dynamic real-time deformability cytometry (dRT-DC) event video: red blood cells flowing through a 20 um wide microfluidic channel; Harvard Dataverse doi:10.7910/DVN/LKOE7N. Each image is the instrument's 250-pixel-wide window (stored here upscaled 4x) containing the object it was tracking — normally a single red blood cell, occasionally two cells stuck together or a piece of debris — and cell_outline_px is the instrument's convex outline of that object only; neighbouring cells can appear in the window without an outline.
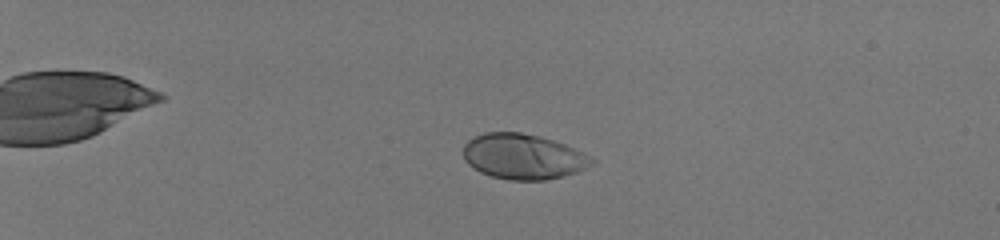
{"species": "human", "species_latin": "Homo sapiens", "temperature_condition": "room temperature", "stored_images_in_passage": 56, "camera_frame_rate_fps": 3000, "um_per_image_px": 0.085, "donor": {"sex": "male"}, "frame": {"image": 1, "passage_image": 17, "time_ms": 5.333, "image_size_px": [1000, 240], "cell_outline_px": [[596, 164], [588, 168], [564, 176], [544, 180], [508, 180], [492, 176], [480, 172], [472, 168], [464, 160], [464, 144], [472, 136], [484, 132], [520, 132], [540, 136], [564, 144], [596, 160]], "centroid_in_image_um": [44.45, 13.31], "position_along_channel_um": 40.6, "area_um2": 34.1}}
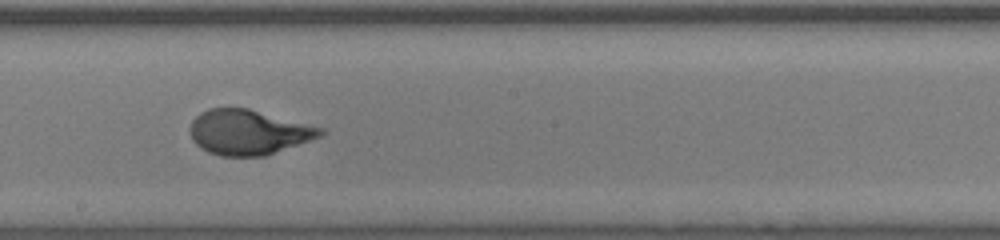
{"frame": {"image": 2, "passage_image": 38, "time_ms": 12.333, "image_size_px": [1000, 240], "cell_outline_px": [[324, 132], [320, 136], [264, 156], [220, 156], [208, 152], [200, 148], [192, 140], [192, 120], [200, 112], [208, 108], [248, 108], [324, 128]], "centroid_in_image_um": [21.09, 11.23], "position_along_channel_um": 227.1, "area_um2": 33.81}}
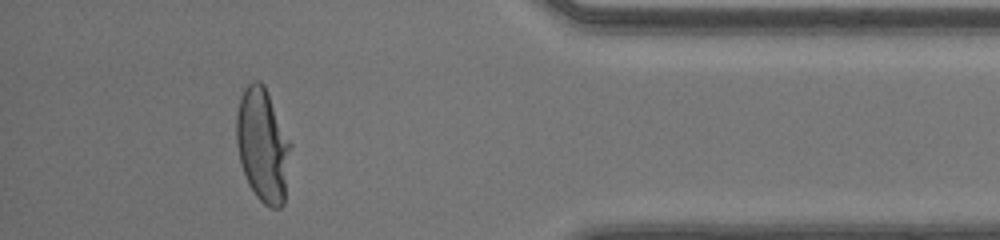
{"frame": {"image": 3, "passage_image": 53, "time_ms": 17.333, "image_size_px": [1000, 240], "cell_outline_px": [[292, 144], [284, 204], [280, 208], [272, 208], [264, 204], [256, 196], [248, 184], [240, 160], [236, 144], [236, 116], [240, 96], [244, 88], [252, 80], [260, 80], [264, 84]], "centroid_in_image_um": [22.34, 12.33], "position_along_channel_um": 412.9, "area_um2": 36.18}, "authors_computed_cell_mechanics": {"area_um2": 34.5933, "velocity_mm_per_s": 4.1401, "shape_relaxation_time_tau1_ms": 3.5833, "shape_relaxation_time_tau2_ms": null, "deformation_change_tau1": 0.2106, "deformation_change_tau2": null}}